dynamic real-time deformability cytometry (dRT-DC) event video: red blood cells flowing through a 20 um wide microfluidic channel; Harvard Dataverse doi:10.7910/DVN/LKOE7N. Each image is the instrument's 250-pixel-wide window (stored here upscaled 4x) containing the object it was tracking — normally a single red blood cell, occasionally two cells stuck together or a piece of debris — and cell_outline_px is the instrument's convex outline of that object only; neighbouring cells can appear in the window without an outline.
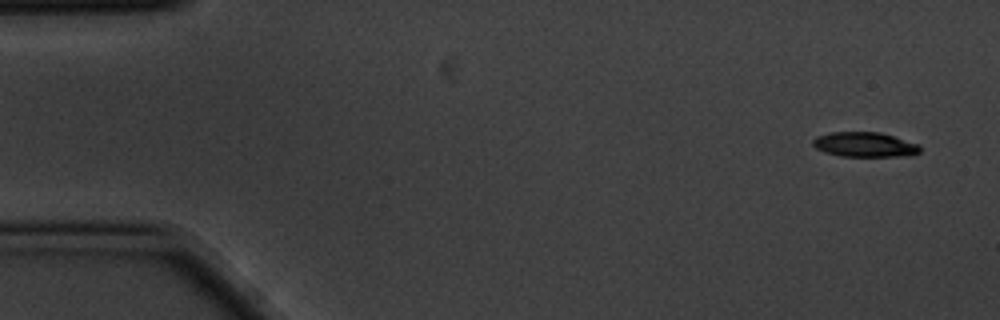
{"species": "common noctule bat (a hibernating species)", "species_latin": "Nyctalus noctula", "temperature_condition": "cold", "stored_images_in_passage": 6, "camera_frame_rate_fps": 3000, "um_per_image_px": 0.085, "animal": {"sex": "male", "body_mass_g": 20.1, "forearm_length_mm": 53.5}, "frame": {"image": 1, "passage_image": 1, "time_ms": 0.0, "image_size_px": [1000, 320], "cell_outline_px": [[920, 152], [912, 156], [840, 156], [824, 152], [816, 148], [812, 144], [812, 140], [816, 136], [832, 132], [880, 132], [920, 144]], "centroid_in_image_um": [73.52, 12.29], "position_along_channel_um": 11.5, "area_um2": 15.61}}